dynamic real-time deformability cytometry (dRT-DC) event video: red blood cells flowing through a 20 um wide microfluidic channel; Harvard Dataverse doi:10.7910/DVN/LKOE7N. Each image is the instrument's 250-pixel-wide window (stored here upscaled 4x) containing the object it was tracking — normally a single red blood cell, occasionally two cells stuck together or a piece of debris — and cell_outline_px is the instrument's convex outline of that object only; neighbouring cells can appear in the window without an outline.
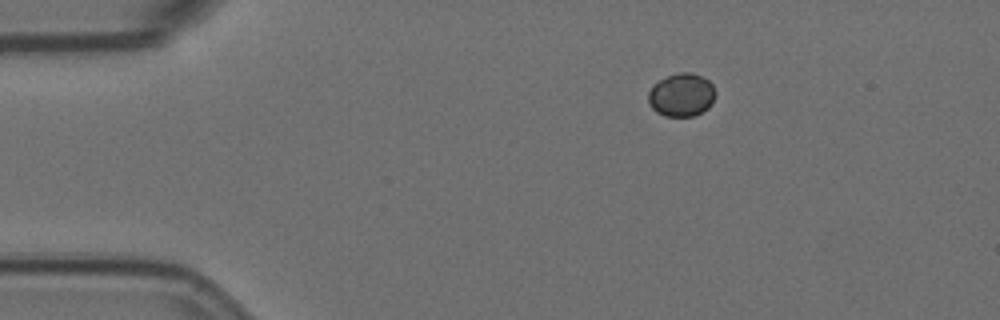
{"species": "Egyptian fruit bat (a non-hibernating species)", "species_latin": "Rousettus aegyptiacus", "temperature_condition": "room temperature", "stored_images_in_passage": 48, "camera_frame_rate_fps": 3000, "um_per_image_px": 0.085, "animal": {"sex": "female"}, "frame": {"image": 1, "passage_image": 1, "time_ms": 0.0, "image_size_px": [1000, 320], "cell_outline_px": [[716, 96], [712, 104], [708, 108], [692, 116], [664, 116], [656, 112], [648, 104], [648, 92], [652, 84], [668, 76], [680, 72], [692, 72], [708, 80], [712, 84], [716, 92]], "centroid_in_image_um": [57.92, 8.07], "position_along_channel_um": 27.1, "area_um2": 17.05}}
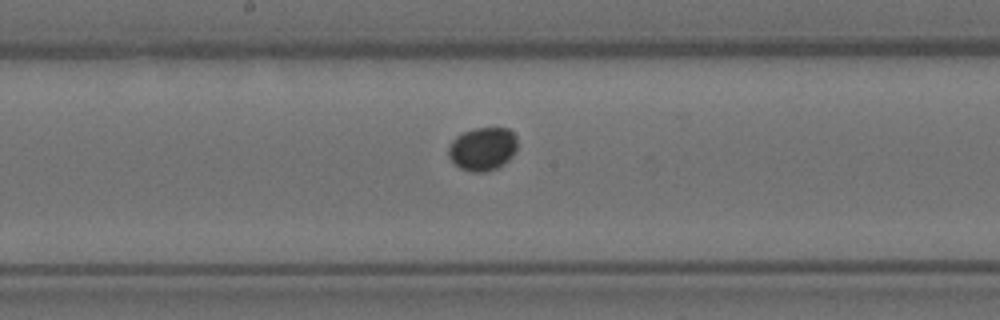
{"frame": {"image": 2, "passage_image": 21, "time_ms": 6.667, "image_size_px": [1000, 320], "cell_outline_px": [[516, 148], [512, 156], [504, 164], [496, 168], [484, 172], [472, 172], [460, 168], [448, 156], [448, 148], [452, 140], [456, 136], [464, 132], [476, 128], [508, 128], [516, 136]], "centroid_in_image_um": [41.02, 12.65], "position_along_channel_um": 207.2, "area_um2": 17.28}}
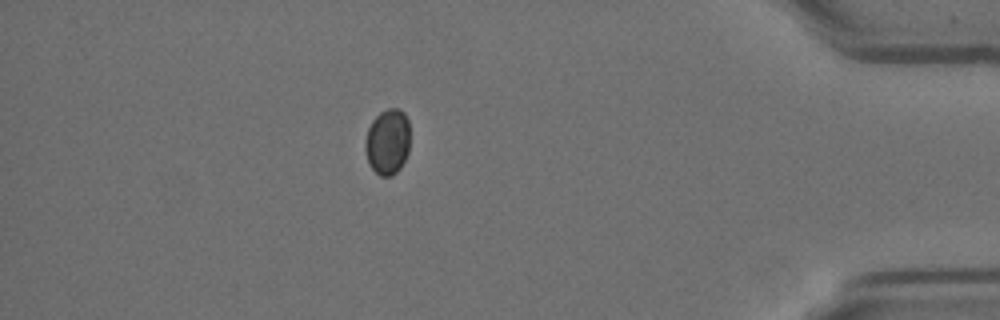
{"frame": {"image": 3, "passage_image": 41, "time_ms": 13.333, "image_size_px": [1000, 320], "cell_outline_px": [[408, 152], [400, 168], [392, 176], [380, 176], [368, 164], [364, 148], [364, 144], [368, 128], [372, 120], [380, 112], [388, 108], [396, 108], [404, 112], [408, 120]], "centroid_in_image_um": [32.92, 12.05], "position_along_channel_um": 402.3, "area_um2": 17.17}}